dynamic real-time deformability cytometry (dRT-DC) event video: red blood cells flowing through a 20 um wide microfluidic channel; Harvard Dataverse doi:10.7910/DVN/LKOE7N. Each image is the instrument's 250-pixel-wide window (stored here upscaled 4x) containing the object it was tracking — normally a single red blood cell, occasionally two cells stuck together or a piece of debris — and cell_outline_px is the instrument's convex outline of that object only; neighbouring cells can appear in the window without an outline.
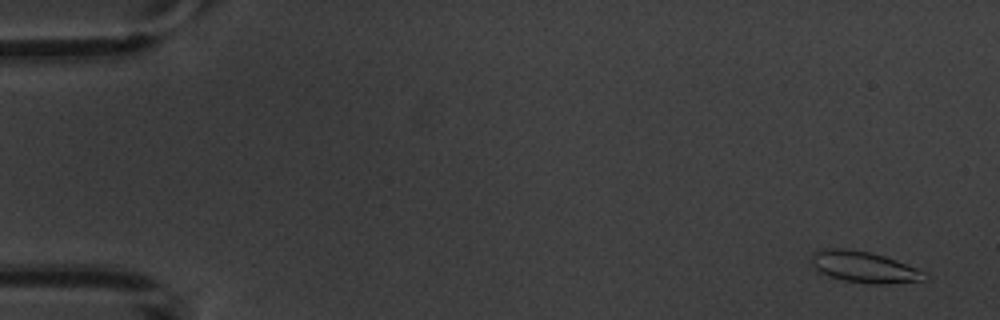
{"species": "common noctule bat (a hibernating species)", "species_latin": "Nyctalus noctula", "temperature_condition": "warm", "stored_images_in_passage": 4, "camera_frame_rate_fps": 3000, "um_per_image_px": 0.085, "animal": {"sex": "male", "body_mass_g": 20.1, "forearm_length_mm": 53.5}, "frame": {"image": 1, "passage_image": 1, "time_ms": 0.0, "image_size_px": [1000, 320], "cell_outline_px": [[928, 276], [924, 280], [884, 284], [872, 284], [844, 280], [828, 276], [820, 272], [812, 264], [812, 252], [820, 248], [844, 248], [868, 252], [884, 256], [896, 260], [916, 268], [924, 272]], "centroid_in_image_um": [73.41, 22.69], "position_along_channel_um": 11.6, "area_um2": 20.46}}
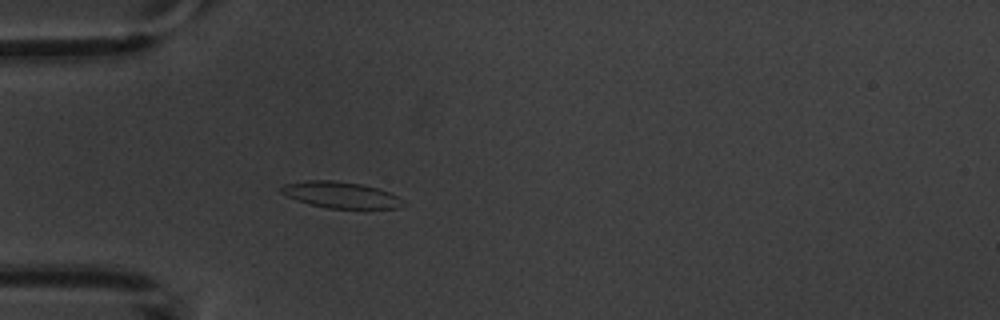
{"frame": {"image": 2, "passage_image": 4, "time_ms": 4.667, "image_size_px": [1000, 320], "cell_outline_px": [[408, 204], [396, 208], [328, 208], [308, 204], [296, 200], [280, 192], [280, 188], [284, 184], [308, 180], [332, 180], [360, 184], [376, 188], [388, 192], [396, 196]], "centroid_in_image_um": [28.94, 16.57], "position_along_channel_um": 56.1, "area_um2": 18.5}}